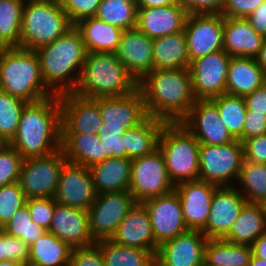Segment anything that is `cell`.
Here are the masks:
<instances>
[{
    "label": "cell",
    "mask_w": 266,
    "mask_h": 266,
    "mask_svg": "<svg viewBox=\"0 0 266 266\" xmlns=\"http://www.w3.org/2000/svg\"><path fill=\"white\" fill-rule=\"evenodd\" d=\"M30 246L23 240L6 233V260L24 264L29 262Z\"/></svg>",
    "instance_id": "obj_52"
},
{
    "label": "cell",
    "mask_w": 266,
    "mask_h": 266,
    "mask_svg": "<svg viewBox=\"0 0 266 266\" xmlns=\"http://www.w3.org/2000/svg\"><path fill=\"white\" fill-rule=\"evenodd\" d=\"M257 64L266 73V37L263 42V46L259 51V54L255 57Z\"/></svg>",
    "instance_id": "obj_58"
},
{
    "label": "cell",
    "mask_w": 266,
    "mask_h": 266,
    "mask_svg": "<svg viewBox=\"0 0 266 266\" xmlns=\"http://www.w3.org/2000/svg\"><path fill=\"white\" fill-rule=\"evenodd\" d=\"M72 249L47 231L30 244L29 262L39 266H69Z\"/></svg>",
    "instance_id": "obj_35"
},
{
    "label": "cell",
    "mask_w": 266,
    "mask_h": 266,
    "mask_svg": "<svg viewBox=\"0 0 266 266\" xmlns=\"http://www.w3.org/2000/svg\"><path fill=\"white\" fill-rule=\"evenodd\" d=\"M224 17L221 14H190L184 32L190 62L223 50Z\"/></svg>",
    "instance_id": "obj_15"
},
{
    "label": "cell",
    "mask_w": 266,
    "mask_h": 266,
    "mask_svg": "<svg viewBox=\"0 0 266 266\" xmlns=\"http://www.w3.org/2000/svg\"><path fill=\"white\" fill-rule=\"evenodd\" d=\"M6 260V232L0 229V261Z\"/></svg>",
    "instance_id": "obj_59"
},
{
    "label": "cell",
    "mask_w": 266,
    "mask_h": 266,
    "mask_svg": "<svg viewBox=\"0 0 266 266\" xmlns=\"http://www.w3.org/2000/svg\"><path fill=\"white\" fill-rule=\"evenodd\" d=\"M66 161L61 149L46 156L25 158L18 182L26 197L54 198Z\"/></svg>",
    "instance_id": "obj_10"
},
{
    "label": "cell",
    "mask_w": 266,
    "mask_h": 266,
    "mask_svg": "<svg viewBox=\"0 0 266 266\" xmlns=\"http://www.w3.org/2000/svg\"><path fill=\"white\" fill-rule=\"evenodd\" d=\"M102 0H63L61 6L72 25L96 15Z\"/></svg>",
    "instance_id": "obj_46"
},
{
    "label": "cell",
    "mask_w": 266,
    "mask_h": 266,
    "mask_svg": "<svg viewBox=\"0 0 266 266\" xmlns=\"http://www.w3.org/2000/svg\"><path fill=\"white\" fill-rule=\"evenodd\" d=\"M249 266H266V260L253 254Z\"/></svg>",
    "instance_id": "obj_60"
},
{
    "label": "cell",
    "mask_w": 266,
    "mask_h": 266,
    "mask_svg": "<svg viewBox=\"0 0 266 266\" xmlns=\"http://www.w3.org/2000/svg\"><path fill=\"white\" fill-rule=\"evenodd\" d=\"M81 33L87 53L116 52L123 30L93 16L74 25Z\"/></svg>",
    "instance_id": "obj_32"
},
{
    "label": "cell",
    "mask_w": 266,
    "mask_h": 266,
    "mask_svg": "<svg viewBox=\"0 0 266 266\" xmlns=\"http://www.w3.org/2000/svg\"><path fill=\"white\" fill-rule=\"evenodd\" d=\"M166 122L148 116L142 123L123 134L126 158L135 159L158 148L160 132Z\"/></svg>",
    "instance_id": "obj_33"
},
{
    "label": "cell",
    "mask_w": 266,
    "mask_h": 266,
    "mask_svg": "<svg viewBox=\"0 0 266 266\" xmlns=\"http://www.w3.org/2000/svg\"><path fill=\"white\" fill-rule=\"evenodd\" d=\"M141 204L149 214L155 243L158 246L189 230L183 218L179 195L175 190L145 200Z\"/></svg>",
    "instance_id": "obj_14"
},
{
    "label": "cell",
    "mask_w": 266,
    "mask_h": 266,
    "mask_svg": "<svg viewBox=\"0 0 266 266\" xmlns=\"http://www.w3.org/2000/svg\"><path fill=\"white\" fill-rule=\"evenodd\" d=\"M266 231V206L247 202L229 232L222 238L234 244L252 245Z\"/></svg>",
    "instance_id": "obj_31"
},
{
    "label": "cell",
    "mask_w": 266,
    "mask_h": 266,
    "mask_svg": "<svg viewBox=\"0 0 266 266\" xmlns=\"http://www.w3.org/2000/svg\"><path fill=\"white\" fill-rule=\"evenodd\" d=\"M137 9L136 27L151 39L184 30L188 13L180 3L165 7Z\"/></svg>",
    "instance_id": "obj_25"
},
{
    "label": "cell",
    "mask_w": 266,
    "mask_h": 266,
    "mask_svg": "<svg viewBox=\"0 0 266 266\" xmlns=\"http://www.w3.org/2000/svg\"><path fill=\"white\" fill-rule=\"evenodd\" d=\"M96 196L89 167L66 161L54 196L56 203L87 211Z\"/></svg>",
    "instance_id": "obj_17"
},
{
    "label": "cell",
    "mask_w": 266,
    "mask_h": 266,
    "mask_svg": "<svg viewBox=\"0 0 266 266\" xmlns=\"http://www.w3.org/2000/svg\"><path fill=\"white\" fill-rule=\"evenodd\" d=\"M100 139L104 142L106 159L126 158L123 134L108 133L106 136H100Z\"/></svg>",
    "instance_id": "obj_53"
},
{
    "label": "cell",
    "mask_w": 266,
    "mask_h": 266,
    "mask_svg": "<svg viewBox=\"0 0 266 266\" xmlns=\"http://www.w3.org/2000/svg\"><path fill=\"white\" fill-rule=\"evenodd\" d=\"M242 144L244 160L266 164V134L247 139Z\"/></svg>",
    "instance_id": "obj_51"
},
{
    "label": "cell",
    "mask_w": 266,
    "mask_h": 266,
    "mask_svg": "<svg viewBox=\"0 0 266 266\" xmlns=\"http://www.w3.org/2000/svg\"><path fill=\"white\" fill-rule=\"evenodd\" d=\"M22 266H39V265L33 264L31 262H26V263L22 264Z\"/></svg>",
    "instance_id": "obj_65"
},
{
    "label": "cell",
    "mask_w": 266,
    "mask_h": 266,
    "mask_svg": "<svg viewBox=\"0 0 266 266\" xmlns=\"http://www.w3.org/2000/svg\"><path fill=\"white\" fill-rule=\"evenodd\" d=\"M256 257L266 260V231L262 233L251 245Z\"/></svg>",
    "instance_id": "obj_56"
},
{
    "label": "cell",
    "mask_w": 266,
    "mask_h": 266,
    "mask_svg": "<svg viewBox=\"0 0 266 266\" xmlns=\"http://www.w3.org/2000/svg\"><path fill=\"white\" fill-rule=\"evenodd\" d=\"M226 0H179L188 15L221 14Z\"/></svg>",
    "instance_id": "obj_49"
},
{
    "label": "cell",
    "mask_w": 266,
    "mask_h": 266,
    "mask_svg": "<svg viewBox=\"0 0 266 266\" xmlns=\"http://www.w3.org/2000/svg\"><path fill=\"white\" fill-rule=\"evenodd\" d=\"M61 133L98 134L102 124L99 98L91 99L67 92L60 95Z\"/></svg>",
    "instance_id": "obj_18"
},
{
    "label": "cell",
    "mask_w": 266,
    "mask_h": 266,
    "mask_svg": "<svg viewBox=\"0 0 266 266\" xmlns=\"http://www.w3.org/2000/svg\"><path fill=\"white\" fill-rule=\"evenodd\" d=\"M138 83L114 52L87 53L77 86L73 93L97 99L132 94Z\"/></svg>",
    "instance_id": "obj_4"
},
{
    "label": "cell",
    "mask_w": 266,
    "mask_h": 266,
    "mask_svg": "<svg viewBox=\"0 0 266 266\" xmlns=\"http://www.w3.org/2000/svg\"><path fill=\"white\" fill-rule=\"evenodd\" d=\"M152 70L189 69L190 59L184 30L153 39Z\"/></svg>",
    "instance_id": "obj_29"
},
{
    "label": "cell",
    "mask_w": 266,
    "mask_h": 266,
    "mask_svg": "<svg viewBox=\"0 0 266 266\" xmlns=\"http://www.w3.org/2000/svg\"><path fill=\"white\" fill-rule=\"evenodd\" d=\"M96 244L100 247L106 266H147L155 258L148 250L120 246L111 240H100Z\"/></svg>",
    "instance_id": "obj_38"
},
{
    "label": "cell",
    "mask_w": 266,
    "mask_h": 266,
    "mask_svg": "<svg viewBox=\"0 0 266 266\" xmlns=\"http://www.w3.org/2000/svg\"><path fill=\"white\" fill-rule=\"evenodd\" d=\"M35 52L45 85L56 95L73 92L87 55L79 30L73 25L51 44Z\"/></svg>",
    "instance_id": "obj_3"
},
{
    "label": "cell",
    "mask_w": 266,
    "mask_h": 266,
    "mask_svg": "<svg viewBox=\"0 0 266 266\" xmlns=\"http://www.w3.org/2000/svg\"><path fill=\"white\" fill-rule=\"evenodd\" d=\"M252 255L250 245L234 244L222 238L208 239L204 263L209 266H249Z\"/></svg>",
    "instance_id": "obj_34"
},
{
    "label": "cell",
    "mask_w": 266,
    "mask_h": 266,
    "mask_svg": "<svg viewBox=\"0 0 266 266\" xmlns=\"http://www.w3.org/2000/svg\"><path fill=\"white\" fill-rule=\"evenodd\" d=\"M24 158L10 145L0 152V187L19 181Z\"/></svg>",
    "instance_id": "obj_44"
},
{
    "label": "cell",
    "mask_w": 266,
    "mask_h": 266,
    "mask_svg": "<svg viewBox=\"0 0 266 266\" xmlns=\"http://www.w3.org/2000/svg\"><path fill=\"white\" fill-rule=\"evenodd\" d=\"M9 146V141L0 134V152Z\"/></svg>",
    "instance_id": "obj_62"
},
{
    "label": "cell",
    "mask_w": 266,
    "mask_h": 266,
    "mask_svg": "<svg viewBox=\"0 0 266 266\" xmlns=\"http://www.w3.org/2000/svg\"><path fill=\"white\" fill-rule=\"evenodd\" d=\"M246 198L235 186L218 187L212 197L206 226L201 230L208 239L223 238L237 220Z\"/></svg>",
    "instance_id": "obj_19"
},
{
    "label": "cell",
    "mask_w": 266,
    "mask_h": 266,
    "mask_svg": "<svg viewBox=\"0 0 266 266\" xmlns=\"http://www.w3.org/2000/svg\"><path fill=\"white\" fill-rule=\"evenodd\" d=\"M135 204L136 201L129 191L97 194L87 210L93 240H110Z\"/></svg>",
    "instance_id": "obj_11"
},
{
    "label": "cell",
    "mask_w": 266,
    "mask_h": 266,
    "mask_svg": "<svg viewBox=\"0 0 266 266\" xmlns=\"http://www.w3.org/2000/svg\"><path fill=\"white\" fill-rule=\"evenodd\" d=\"M199 146L198 140L181 122L164 124L158 148L164 155L174 186L199 180Z\"/></svg>",
    "instance_id": "obj_7"
},
{
    "label": "cell",
    "mask_w": 266,
    "mask_h": 266,
    "mask_svg": "<svg viewBox=\"0 0 266 266\" xmlns=\"http://www.w3.org/2000/svg\"><path fill=\"white\" fill-rule=\"evenodd\" d=\"M99 111L103 121L98 129L99 136L124 134L149 116L139 89L127 96L99 98Z\"/></svg>",
    "instance_id": "obj_12"
},
{
    "label": "cell",
    "mask_w": 266,
    "mask_h": 266,
    "mask_svg": "<svg viewBox=\"0 0 266 266\" xmlns=\"http://www.w3.org/2000/svg\"><path fill=\"white\" fill-rule=\"evenodd\" d=\"M0 266H22V264L14 261L3 260L0 261Z\"/></svg>",
    "instance_id": "obj_61"
},
{
    "label": "cell",
    "mask_w": 266,
    "mask_h": 266,
    "mask_svg": "<svg viewBox=\"0 0 266 266\" xmlns=\"http://www.w3.org/2000/svg\"><path fill=\"white\" fill-rule=\"evenodd\" d=\"M0 90L28 103L54 95L42 78L38 54L19 47L0 48Z\"/></svg>",
    "instance_id": "obj_5"
},
{
    "label": "cell",
    "mask_w": 266,
    "mask_h": 266,
    "mask_svg": "<svg viewBox=\"0 0 266 266\" xmlns=\"http://www.w3.org/2000/svg\"><path fill=\"white\" fill-rule=\"evenodd\" d=\"M110 240L120 246L148 250L155 256L159 248L155 243L149 214L141 203L133 206Z\"/></svg>",
    "instance_id": "obj_24"
},
{
    "label": "cell",
    "mask_w": 266,
    "mask_h": 266,
    "mask_svg": "<svg viewBox=\"0 0 266 266\" xmlns=\"http://www.w3.org/2000/svg\"><path fill=\"white\" fill-rule=\"evenodd\" d=\"M266 134V113L247 111L243 134L238 138L242 143L250 138Z\"/></svg>",
    "instance_id": "obj_48"
},
{
    "label": "cell",
    "mask_w": 266,
    "mask_h": 266,
    "mask_svg": "<svg viewBox=\"0 0 266 266\" xmlns=\"http://www.w3.org/2000/svg\"><path fill=\"white\" fill-rule=\"evenodd\" d=\"M175 189L159 148L132 160L129 192L136 203L166 195Z\"/></svg>",
    "instance_id": "obj_9"
},
{
    "label": "cell",
    "mask_w": 266,
    "mask_h": 266,
    "mask_svg": "<svg viewBox=\"0 0 266 266\" xmlns=\"http://www.w3.org/2000/svg\"><path fill=\"white\" fill-rule=\"evenodd\" d=\"M148 115L181 122L195 103L189 69L152 70L139 83Z\"/></svg>",
    "instance_id": "obj_2"
},
{
    "label": "cell",
    "mask_w": 266,
    "mask_h": 266,
    "mask_svg": "<svg viewBox=\"0 0 266 266\" xmlns=\"http://www.w3.org/2000/svg\"><path fill=\"white\" fill-rule=\"evenodd\" d=\"M266 0H226L221 12L223 17L246 18Z\"/></svg>",
    "instance_id": "obj_50"
},
{
    "label": "cell",
    "mask_w": 266,
    "mask_h": 266,
    "mask_svg": "<svg viewBox=\"0 0 266 266\" xmlns=\"http://www.w3.org/2000/svg\"><path fill=\"white\" fill-rule=\"evenodd\" d=\"M56 204L54 198H28L26 203L31 219L47 231L50 227Z\"/></svg>",
    "instance_id": "obj_45"
},
{
    "label": "cell",
    "mask_w": 266,
    "mask_h": 266,
    "mask_svg": "<svg viewBox=\"0 0 266 266\" xmlns=\"http://www.w3.org/2000/svg\"><path fill=\"white\" fill-rule=\"evenodd\" d=\"M266 82V73L252 57H231L225 93L244 97Z\"/></svg>",
    "instance_id": "obj_28"
},
{
    "label": "cell",
    "mask_w": 266,
    "mask_h": 266,
    "mask_svg": "<svg viewBox=\"0 0 266 266\" xmlns=\"http://www.w3.org/2000/svg\"><path fill=\"white\" fill-rule=\"evenodd\" d=\"M61 150L67 161L86 167L106 159L98 134L61 133Z\"/></svg>",
    "instance_id": "obj_30"
},
{
    "label": "cell",
    "mask_w": 266,
    "mask_h": 266,
    "mask_svg": "<svg viewBox=\"0 0 266 266\" xmlns=\"http://www.w3.org/2000/svg\"><path fill=\"white\" fill-rule=\"evenodd\" d=\"M219 186L201 181H188L175 186L182 206L184 221L190 230H202L207 223L212 197Z\"/></svg>",
    "instance_id": "obj_22"
},
{
    "label": "cell",
    "mask_w": 266,
    "mask_h": 266,
    "mask_svg": "<svg viewBox=\"0 0 266 266\" xmlns=\"http://www.w3.org/2000/svg\"><path fill=\"white\" fill-rule=\"evenodd\" d=\"M200 144L225 145L235 140L211 99H197L181 121Z\"/></svg>",
    "instance_id": "obj_16"
},
{
    "label": "cell",
    "mask_w": 266,
    "mask_h": 266,
    "mask_svg": "<svg viewBox=\"0 0 266 266\" xmlns=\"http://www.w3.org/2000/svg\"><path fill=\"white\" fill-rule=\"evenodd\" d=\"M247 111L266 113V82L252 93L244 96Z\"/></svg>",
    "instance_id": "obj_54"
},
{
    "label": "cell",
    "mask_w": 266,
    "mask_h": 266,
    "mask_svg": "<svg viewBox=\"0 0 266 266\" xmlns=\"http://www.w3.org/2000/svg\"><path fill=\"white\" fill-rule=\"evenodd\" d=\"M230 58L224 50H220L190 62L189 72L196 100L212 99L225 93Z\"/></svg>",
    "instance_id": "obj_13"
},
{
    "label": "cell",
    "mask_w": 266,
    "mask_h": 266,
    "mask_svg": "<svg viewBox=\"0 0 266 266\" xmlns=\"http://www.w3.org/2000/svg\"><path fill=\"white\" fill-rule=\"evenodd\" d=\"M48 231L72 248L87 247L96 243L90 234L86 210L57 203Z\"/></svg>",
    "instance_id": "obj_23"
},
{
    "label": "cell",
    "mask_w": 266,
    "mask_h": 266,
    "mask_svg": "<svg viewBox=\"0 0 266 266\" xmlns=\"http://www.w3.org/2000/svg\"><path fill=\"white\" fill-rule=\"evenodd\" d=\"M69 266H106L100 247L95 243L87 247L73 248Z\"/></svg>",
    "instance_id": "obj_47"
},
{
    "label": "cell",
    "mask_w": 266,
    "mask_h": 266,
    "mask_svg": "<svg viewBox=\"0 0 266 266\" xmlns=\"http://www.w3.org/2000/svg\"><path fill=\"white\" fill-rule=\"evenodd\" d=\"M27 197L19 182L0 187V229H2L17 212L26 206Z\"/></svg>",
    "instance_id": "obj_43"
},
{
    "label": "cell",
    "mask_w": 266,
    "mask_h": 266,
    "mask_svg": "<svg viewBox=\"0 0 266 266\" xmlns=\"http://www.w3.org/2000/svg\"><path fill=\"white\" fill-rule=\"evenodd\" d=\"M178 3L179 0H139L137 8L165 7Z\"/></svg>",
    "instance_id": "obj_57"
},
{
    "label": "cell",
    "mask_w": 266,
    "mask_h": 266,
    "mask_svg": "<svg viewBox=\"0 0 266 266\" xmlns=\"http://www.w3.org/2000/svg\"><path fill=\"white\" fill-rule=\"evenodd\" d=\"M244 160L243 144L239 139L225 145L200 144L199 180L221 186H235Z\"/></svg>",
    "instance_id": "obj_8"
},
{
    "label": "cell",
    "mask_w": 266,
    "mask_h": 266,
    "mask_svg": "<svg viewBox=\"0 0 266 266\" xmlns=\"http://www.w3.org/2000/svg\"><path fill=\"white\" fill-rule=\"evenodd\" d=\"M237 181L242 189L237 190L249 203H266V164L243 160Z\"/></svg>",
    "instance_id": "obj_37"
},
{
    "label": "cell",
    "mask_w": 266,
    "mask_h": 266,
    "mask_svg": "<svg viewBox=\"0 0 266 266\" xmlns=\"http://www.w3.org/2000/svg\"><path fill=\"white\" fill-rule=\"evenodd\" d=\"M25 0H0V48L19 47Z\"/></svg>",
    "instance_id": "obj_36"
},
{
    "label": "cell",
    "mask_w": 266,
    "mask_h": 266,
    "mask_svg": "<svg viewBox=\"0 0 266 266\" xmlns=\"http://www.w3.org/2000/svg\"><path fill=\"white\" fill-rule=\"evenodd\" d=\"M137 10L124 0H102L95 17L124 31L136 27Z\"/></svg>",
    "instance_id": "obj_40"
},
{
    "label": "cell",
    "mask_w": 266,
    "mask_h": 266,
    "mask_svg": "<svg viewBox=\"0 0 266 266\" xmlns=\"http://www.w3.org/2000/svg\"><path fill=\"white\" fill-rule=\"evenodd\" d=\"M211 100L216 104L227 130L235 139H238L243 134L247 112L244 97L224 93Z\"/></svg>",
    "instance_id": "obj_39"
},
{
    "label": "cell",
    "mask_w": 266,
    "mask_h": 266,
    "mask_svg": "<svg viewBox=\"0 0 266 266\" xmlns=\"http://www.w3.org/2000/svg\"><path fill=\"white\" fill-rule=\"evenodd\" d=\"M124 1L131 3L135 5L136 7L138 6V2H139V0H124Z\"/></svg>",
    "instance_id": "obj_64"
},
{
    "label": "cell",
    "mask_w": 266,
    "mask_h": 266,
    "mask_svg": "<svg viewBox=\"0 0 266 266\" xmlns=\"http://www.w3.org/2000/svg\"><path fill=\"white\" fill-rule=\"evenodd\" d=\"M264 39L246 18L224 17L223 50L231 57L255 58Z\"/></svg>",
    "instance_id": "obj_26"
},
{
    "label": "cell",
    "mask_w": 266,
    "mask_h": 266,
    "mask_svg": "<svg viewBox=\"0 0 266 266\" xmlns=\"http://www.w3.org/2000/svg\"><path fill=\"white\" fill-rule=\"evenodd\" d=\"M45 1H53V2L61 3L63 0H45Z\"/></svg>",
    "instance_id": "obj_66"
},
{
    "label": "cell",
    "mask_w": 266,
    "mask_h": 266,
    "mask_svg": "<svg viewBox=\"0 0 266 266\" xmlns=\"http://www.w3.org/2000/svg\"><path fill=\"white\" fill-rule=\"evenodd\" d=\"M208 238L200 230H188L163 242L155 258L162 266H203Z\"/></svg>",
    "instance_id": "obj_20"
},
{
    "label": "cell",
    "mask_w": 266,
    "mask_h": 266,
    "mask_svg": "<svg viewBox=\"0 0 266 266\" xmlns=\"http://www.w3.org/2000/svg\"><path fill=\"white\" fill-rule=\"evenodd\" d=\"M153 39L137 27L124 30L115 52L128 73L139 83L153 68Z\"/></svg>",
    "instance_id": "obj_21"
},
{
    "label": "cell",
    "mask_w": 266,
    "mask_h": 266,
    "mask_svg": "<svg viewBox=\"0 0 266 266\" xmlns=\"http://www.w3.org/2000/svg\"><path fill=\"white\" fill-rule=\"evenodd\" d=\"M147 266H162V264L154 258Z\"/></svg>",
    "instance_id": "obj_63"
},
{
    "label": "cell",
    "mask_w": 266,
    "mask_h": 266,
    "mask_svg": "<svg viewBox=\"0 0 266 266\" xmlns=\"http://www.w3.org/2000/svg\"><path fill=\"white\" fill-rule=\"evenodd\" d=\"M72 26L61 3L25 0L19 48L36 51L51 44Z\"/></svg>",
    "instance_id": "obj_6"
},
{
    "label": "cell",
    "mask_w": 266,
    "mask_h": 266,
    "mask_svg": "<svg viewBox=\"0 0 266 266\" xmlns=\"http://www.w3.org/2000/svg\"><path fill=\"white\" fill-rule=\"evenodd\" d=\"M24 159L46 156L61 149L60 95L27 103L16 135L9 142Z\"/></svg>",
    "instance_id": "obj_1"
},
{
    "label": "cell",
    "mask_w": 266,
    "mask_h": 266,
    "mask_svg": "<svg viewBox=\"0 0 266 266\" xmlns=\"http://www.w3.org/2000/svg\"><path fill=\"white\" fill-rule=\"evenodd\" d=\"M132 159L108 158L89 167L97 194L129 190Z\"/></svg>",
    "instance_id": "obj_27"
},
{
    "label": "cell",
    "mask_w": 266,
    "mask_h": 266,
    "mask_svg": "<svg viewBox=\"0 0 266 266\" xmlns=\"http://www.w3.org/2000/svg\"><path fill=\"white\" fill-rule=\"evenodd\" d=\"M27 103L0 90V134L9 142L17 133L21 112Z\"/></svg>",
    "instance_id": "obj_41"
},
{
    "label": "cell",
    "mask_w": 266,
    "mask_h": 266,
    "mask_svg": "<svg viewBox=\"0 0 266 266\" xmlns=\"http://www.w3.org/2000/svg\"><path fill=\"white\" fill-rule=\"evenodd\" d=\"M2 230L13 237L23 240L29 246L47 232L45 228L40 227L31 219L27 205L17 210Z\"/></svg>",
    "instance_id": "obj_42"
},
{
    "label": "cell",
    "mask_w": 266,
    "mask_h": 266,
    "mask_svg": "<svg viewBox=\"0 0 266 266\" xmlns=\"http://www.w3.org/2000/svg\"><path fill=\"white\" fill-rule=\"evenodd\" d=\"M246 19L258 34L266 37V1L262 2Z\"/></svg>",
    "instance_id": "obj_55"
}]
</instances>
